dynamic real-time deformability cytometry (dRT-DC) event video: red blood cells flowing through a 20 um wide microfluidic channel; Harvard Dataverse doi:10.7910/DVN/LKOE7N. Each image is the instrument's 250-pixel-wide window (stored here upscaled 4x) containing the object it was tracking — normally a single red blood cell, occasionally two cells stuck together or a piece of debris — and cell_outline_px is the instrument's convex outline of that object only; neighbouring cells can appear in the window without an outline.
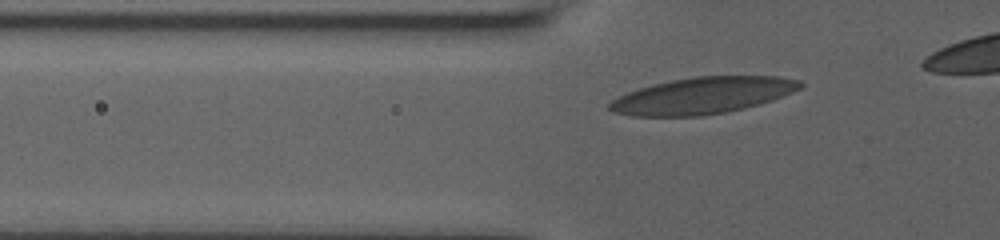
{"species": "human", "species_latin": "Homo sapiens", "temperature_condition": "room temperature", "stored_images_in_passage": 35, "camera_frame_rate_fps": 3000, "um_per_image_px": 0.085, "donor": {"sex": "male"}, "frame": {"image": 1, "passage_image": 6, "time_ms": 1.667, "image_size_px": [1000, 240], "cell_outline_px": [[804, 84], [800, 88], [792, 92], [772, 100], [760, 104], [744, 108], [704, 116], [632, 116], [612, 112], [608, 108], [608, 104], [612, 100], [628, 92], [652, 84], [672, 80], [696, 76], [780, 76], [800, 80]], "centroid_in_image_um": [59.73, 8.12], "position_along_channel_um": 66.1, "area_um2": 40.58}}
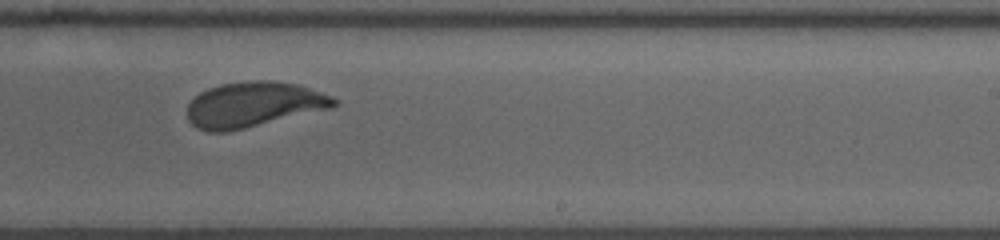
{"frame": {"image": 2, "passage_image": 23, "time_ms": 7.333, "image_size_px": [1000, 240], "cell_outline_px": [[340, 104], [332, 108], [228, 132], [208, 132], [196, 128], [188, 120], [188, 104], [200, 92], [208, 88], [220, 84], [252, 80], [272, 80], [296, 84], [332, 96], [340, 100]], "centroid_in_image_um": [21.56, 8.89], "position_along_channel_um": 267.4, "area_um2": 38.84}}
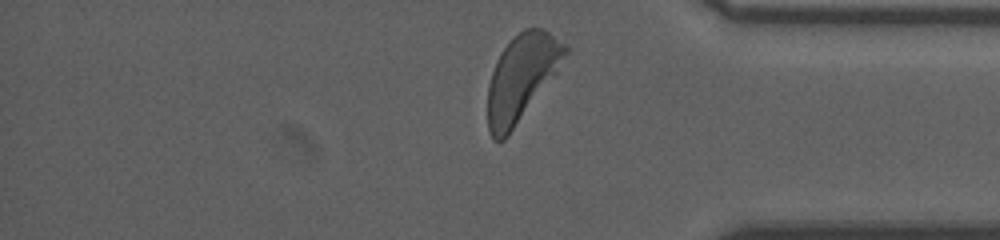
{"frame": {"image": 3, "passage_image": 34, "time_ms": 11.0, "image_size_px": [1000, 240], "cell_outline_px": [[568, 52], [556, 72], [508, 136], [504, 140], [492, 140], [488, 132], [488, 84], [496, 60], [500, 52], [524, 28], [544, 28], [564, 44], [568, 48]], "centroid_in_image_um": [44.3, 6.61], "position_along_channel_um": 390.9, "area_um2": 38.21}, "authors_computed_cell_mechanics": {"area_um2": 38.7838, "velocity_mm_per_s": 3.6569, "shape_relaxation_time_tau1_ms": 4.298, "shape_relaxation_time_tau2_ms": null, "deformation_change_tau1": 0.175, "deformation_change_tau2": null}}